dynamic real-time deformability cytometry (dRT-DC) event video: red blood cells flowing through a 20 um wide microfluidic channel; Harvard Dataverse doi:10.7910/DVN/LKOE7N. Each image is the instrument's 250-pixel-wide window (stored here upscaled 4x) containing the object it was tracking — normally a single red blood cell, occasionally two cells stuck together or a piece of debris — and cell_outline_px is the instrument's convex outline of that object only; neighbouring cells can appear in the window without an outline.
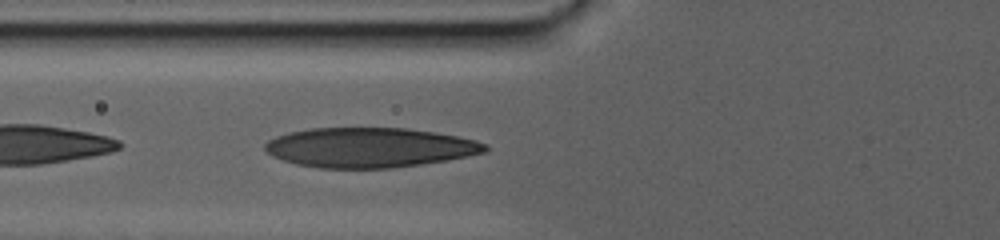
{"species": "human", "species_latin": "Homo sapiens", "temperature_condition": "warm", "stored_images_in_passage": 30, "camera_frame_rate_fps": 3000, "um_per_image_px": 0.085, "donor": {"sex": "male"}, "frame": {"image": 1, "passage_image": 6, "time_ms": 1.667, "image_size_px": [1000, 240], "cell_outline_px": [[488, 152], [448, 160], [392, 168], [320, 168], [296, 164], [272, 156], [264, 148], [264, 144], [268, 140], [276, 136], [288, 132], [312, 128], [408, 128], [456, 136], [476, 140], [488, 144]], "centroid_in_image_um": [31.42, 12.54], "position_along_channel_um": 94.4, "area_um2": 51.1}}
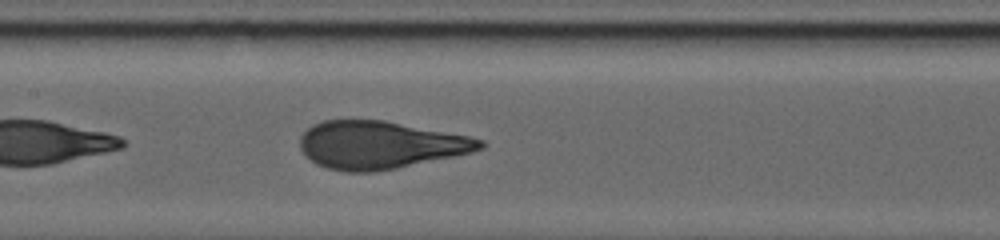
{"frame": {"image": 2, "passage_image": 18, "time_ms": 5.667, "image_size_px": [1000, 240], "cell_outline_px": [[488, 144], [484, 148], [472, 152], [396, 168], [376, 172], [344, 172], [328, 168], [316, 164], [304, 156], [300, 148], [300, 136], [312, 124], [324, 120], [384, 120], [468, 136], [484, 140]], "centroid_in_image_um": [32.27, 12.32], "position_along_channel_um": 175.1, "area_um2": 50.11}}
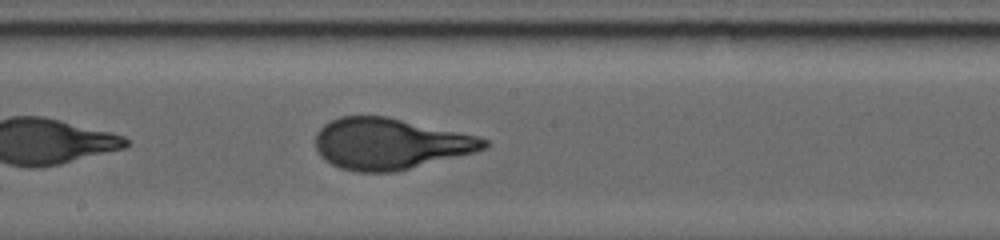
{"frame": {"image": 3, "passage_image": 24, "time_ms": 7.667, "image_size_px": [1000, 240], "cell_outline_px": [[488, 144], [484, 148], [476, 152], [396, 172], [356, 172], [340, 168], [324, 160], [320, 156], [316, 148], [316, 132], [324, 124], [340, 116], [388, 116], [476, 136], [488, 140]], "centroid_in_image_um": [33.12, 12.23], "position_along_channel_um": 215.1, "area_um2": 50.23}}